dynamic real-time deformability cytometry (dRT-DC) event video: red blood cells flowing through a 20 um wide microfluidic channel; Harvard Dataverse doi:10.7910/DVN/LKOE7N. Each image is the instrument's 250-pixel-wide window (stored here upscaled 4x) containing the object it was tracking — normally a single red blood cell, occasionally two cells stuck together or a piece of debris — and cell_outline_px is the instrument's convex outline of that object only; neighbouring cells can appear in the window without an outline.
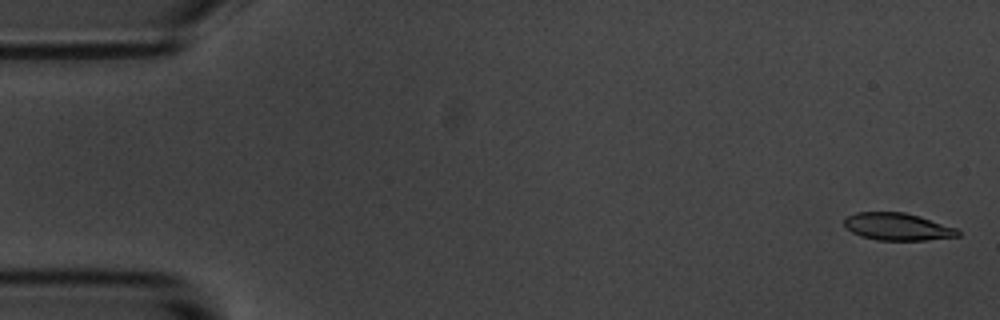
{"species": "common noctule bat (a hibernating species)", "species_latin": "Nyctalus noctula", "temperature_condition": "room temperature", "stored_images_in_passage": 6, "camera_frame_rate_fps": 3000, "um_per_image_px": 0.085, "animal": {"sex": "male", "body_mass_g": 20.1, "forearm_length_mm": 53.5}, "frame": {"image": 1, "passage_image": 1, "time_ms": 0.0, "image_size_px": [1000, 320], "cell_outline_px": [[960, 236], [924, 240], [876, 240], [860, 236], [852, 232], [844, 224], [844, 216], [856, 212], [904, 212], [920, 216], [956, 228], [960, 232]], "centroid_in_image_um": [76.26, 19.26], "position_along_channel_um": 8.7, "area_um2": 18.15}}
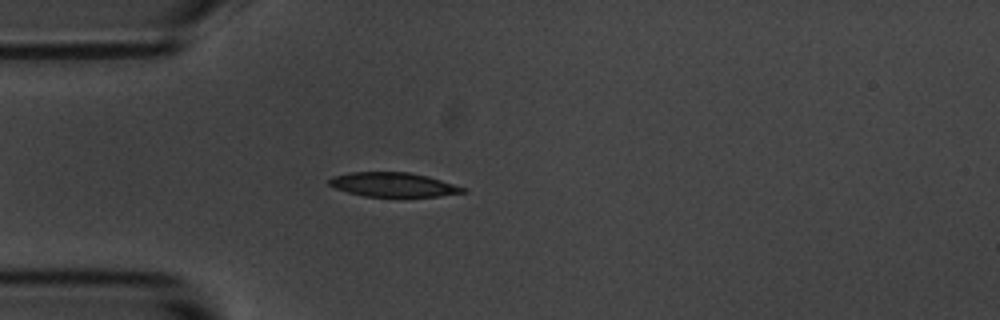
{"frame": {"image": 2, "passage_image": 5, "time_ms": 4.667, "image_size_px": [1000, 320], "cell_outline_px": [[468, 192], [440, 196], [364, 196], [348, 192], [336, 188], [328, 184], [328, 180], [332, 176], [352, 172], [408, 172], [428, 176], [468, 188]], "centroid_in_image_um": [33.47, 15.69], "position_along_channel_um": 51.5, "area_um2": 18.9}}